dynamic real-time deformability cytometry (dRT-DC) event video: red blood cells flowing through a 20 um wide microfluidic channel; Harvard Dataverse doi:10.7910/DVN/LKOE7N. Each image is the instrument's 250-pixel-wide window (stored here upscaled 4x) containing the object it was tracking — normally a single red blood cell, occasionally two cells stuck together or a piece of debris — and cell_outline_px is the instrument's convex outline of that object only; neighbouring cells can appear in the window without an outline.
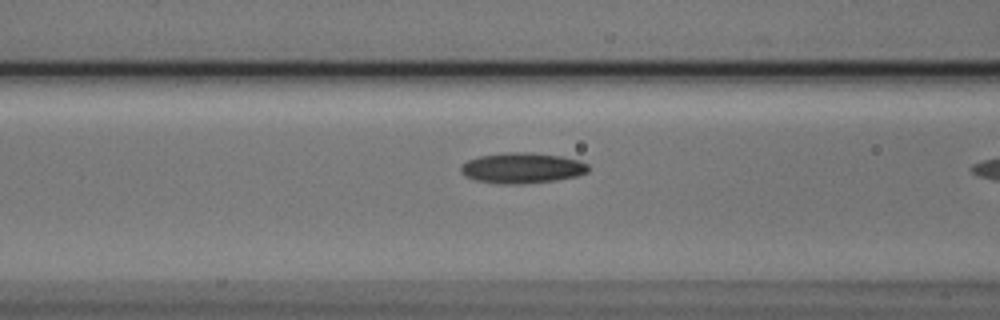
{"species": "Egyptian fruit bat (a non-hibernating species)", "species_latin": "Rousettus aegyptiacus", "temperature_condition": "cold", "stored_images_in_passage": 17, "camera_frame_rate_fps": 3000, "um_per_image_px": 0.085, "animal": {"sex": "male"}, "frame": {"image": 1, "passage_image": 16, "time_ms": 5.0, "image_size_px": [1000, 320], "cell_outline_px": [[588, 172], [580, 176], [556, 180], [516, 184], [500, 184], [476, 180], [464, 176], [460, 172], [460, 168], [468, 160], [480, 156], [504, 152], [532, 152], [560, 156], [580, 160], [588, 164]], "centroid_in_image_um": [44.4, 14.28], "position_along_channel_um": 122.2, "area_um2": 22.83}}